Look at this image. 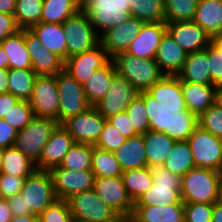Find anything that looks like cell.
<instances>
[{"instance_id":"cell-52","label":"cell","mask_w":222,"mask_h":222,"mask_svg":"<svg viewBox=\"0 0 222 222\" xmlns=\"http://www.w3.org/2000/svg\"><path fill=\"white\" fill-rule=\"evenodd\" d=\"M208 61L211 84L222 85V53L211 43L208 45Z\"/></svg>"},{"instance_id":"cell-34","label":"cell","mask_w":222,"mask_h":222,"mask_svg":"<svg viewBox=\"0 0 222 222\" xmlns=\"http://www.w3.org/2000/svg\"><path fill=\"white\" fill-rule=\"evenodd\" d=\"M81 9V0H44L40 22L63 24Z\"/></svg>"},{"instance_id":"cell-26","label":"cell","mask_w":222,"mask_h":222,"mask_svg":"<svg viewBox=\"0 0 222 222\" xmlns=\"http://www.w3.org/2000/svg\"><path fill=\"white\" fill-rule=\"evenodd\" d=\"M124 171L148 166L143 134L129 137L113 152Z\"/></svg>"},{"instance_id":"cell-2","label":"cell","mask_w":222,"mask_h":222,"mask_svg":"<svg viewBox=\"0 0 222 222\" xmlns=\"http://www.w3.org/2000/svg\"><path fill=\"white\" fill-rule=\"evenodd\" d=\"M112 60L117 73L125 77L138 92L148 91L165 76L155 59L138 58L122 52Z\"/></svg>"},{"instance_id":"cell-65","label":"cell","mask_w":222,"mask_h":222,"mask_svg":"<svg viewBox=\"0 0 222 222\" xmlns=\"http://www.w3.org/2000/svg\"><path fill=\"white\" fill-rule=\"evenodd\" d=\"M211 44L222 53V33L211 37Z\"/></svg>"},{"instance_id":"cell-48","label":"cell","mask_w":222,"mask_h":222,"mask_svg":"<svg viewBox=\"0 0 222 222\" xmlns=\"http://www.w3.org/2000/svg\"><path fill=\"white\" fill-rule=\"evenodd\" d=\"M198 125L212 133L214 136L222 138V108L216 103L211 105L206 111L198 116Z\"/></svg>"},{"instance_id":"cell-57","label":"cell","mask_w":222,"mask_h":222,"mask_svg":"<svg viewBox=\"0 0 222 222\" xmlns=\"http://www.w3.org/2000/svg\"><path fill=\"white\" fill-rule=\"evenodd\" d=\"M12 216L25 215V203L21 193L7 199Z\"/></svg>"},{"instance_id":"cell-69","label":"cell","mask_w":222,"mask_h":222,"mask_svg":"<svg viewBox=\"0 0 222 222\" xmlns=\"http://www.w3.org/2000/svg\"><path fill=\"white\" fill-rule=\"evenodd\" d=\"M220 173H222V156H221V161H220Z\"/></svg>"},{"instance_id":"cell-5","label":"cell","mask_w":222,"mask_h":222,"mask_svg":"<svg viewBox=\"0 0 222 222\" xmlns=\"http://www.w3.org/2000/svg\"><path fill=\"white\" fill-rule=\"evenodd\" d=\"M20 193L25 203V215L39 216L57 200L51 174L45 170H35L26 177Z\"/></svg>"},{"instance_id":"cell-30","label":"cell","mask_w":222,"mask_h":222,"mask_svg":"<svg viewBox=\"0 0 222 222\" xmlns=\"http://www.w3.org/2000/svg\"><path fill=\"white\" fill-rule=\"evenodd\" d=\"M193 22L213 37L222 32V0H199Z\"/></svg>"},{"instance_id":"cell-19","label":"cell","mask_w":222,"mask_h":222,"mask_svg":"<svg viewBox=\"0 0 222 222\" xmlns=\"http://www.w3.org/2000/svg\"><path fill=\"white\" fill-rule=\"evenodd\" d=\"M166 31L187 54L204 50L211 43V37L193 21L166 23Z\"/></svg>"},{"instance_id":"cell-46","label":"cell","mask_w":222,"mask_h":222,"mask_svg":"<svg viewBox=\"0 0 222 222\" xmlns=\"http://www.w3.org/2000/svg\"><path fill=\"white\" fill-rule=\"evenodd\" d=\"M33 110L28 101L20 100L3 118L17 131L22 130L34 118Z\"/></svg>"},{"instance_id":"cell-50","label":"cell","mask_w":222,"mask_h":222,"mask_svg":"<svg viewBox=\"0 0 222 222\" xmlns=\"http://www.w3.org/2000/svg\"><path fill=\"white\" fill-rule=\"evenodd\" d=\"M213 204L184 203V222H212Z\"/></svg>"},{"instance_id":"cell-43","label":"cell","mask_w":222,"mask_h":222,"mask_svg":"<svg viewBox=\"0 0 222 222\" xmlns=\"http://www.w3.org/2000/svg\"><path fill=\"white\" fill-rule=\"evenodd\" d=\"M199 0H164L165 23L193 21Z\"/></svg>"},{"instance_id":"cell-70","label":"cell","mask_w":222,"mask_h":222,"mask_svg":"<svg viewBox=\"0 0 222 222\" xmlns=\"http://www.w3.org/2000/svg\"><path fill=\"white\" fill-rule=\"evenodd\" d=\"M125 222H133L130 218L126 219Z\"/></svg>"},{"instance_id":"cell-31","label":"cell","mask_w":222,"mask_h":222,"mask_svg":"<svg viewBox=\"0 0 222 222\" xmlns=\"http://www.w3.org/2000/svg\"><path fill=\"white\" fill-rule=\"evenodd\" d=\"M143 136L148 167L163 165L176 141L164 132L152 130L147 131Z\"/></svg>"},{"instance_id":"cell-45","label":"cell","mask_w":222,"mask_h":222,"mask_svg":"<svg viewBox=\"0 0 222 222\" xmlns=\"http://www.w3.org/2000/svg\"><path fill=\"white\" fill-rule=\"evenodd\" d=\"M144 104L147 109L150 130L164 132L166 129L167 109L144 91Z\"/></svg>"},{"instance_id":"cell-38","label":"cell","mask_w":222,"mask_h":222,"mask_svg":"<svg viewBox=\"0 0 222 222\" xmlns=\"http://www.w3.org/2000/svg\"><path fill=\"white\" fill-rule=\"evenodd\" d=\"M37 76L32 69H8L9 93L19 100L28 101Z\"/></svg>"},{"instance_id":"cell-27","label":"cell","mask_w":222,"mask_h":222,"mask_svg":"<svg viewBox=\"0 0 222 222\" xmlns=\"http://www.w3.org/2000/svg\"><path fill=\"white\" fill-rule=\"evenodd\" d=\"M177 76L180 82L211 84L208 46L204 50L188 53L183 68Z\"/></svg>"},{"instance_id":"cell-53","label":"cell","mask_w":222,"mask_h":222,"mask_svg":"<svg viewBox=\"0 0 222 222\" xmlns=\"http://www.w3.org/2000/svg\"><path fill=\"white\" fill-rule=\"evenodd\" d=\"M107 121L112 124V126H115L126 138L138 135L126 112L113 115L107 118Z\"/></svg>"},{"instance_id":"cell-47","label":"cell","mask_w":222,"mask_h":222,"mask_svg":"<svg viewBox=\"0 0 222 222\" xmlns=\"http://www.w3.org/2000/svg\"><path fill=\"white\" fill-rule=\"evenodd\" d=\"M126 139L127 138L115 126H112V124L106 120L100 137L94 146L113 153Z\"/></svg>"},{"instance_id":"cell-22","label":"cell","mask_w":222,"mask_h":222,"mask_svg":"<svg viewBox=\"0 0 222 222\" xmlns=\"http://www.w3.org/2000/svg\"><path fill=\"white\" fill-rule=\"evenodd\" d=\"M147 92L170 112L188 110L177 75H165Z\"/></svg>"},{"instance_id":"cell-64","label":"cell","mask_w":222,"mask_h":222,"mask_svg":"<svg viewBox=\"0 0 222 222\" xmlns=\"http://www.w3.org/2000/svg\"><path fill=\"white\" fill-rule=\"evenodd\" d=\"M125 221H126V218L121 215H117L114 219L105 220V221L79 220L75 218H73L72 220V222H125Z\"/></svg>"},{"instance_id":"cell-14","label":"cell","mask_w":222,"mask_h":222,"mask_svg":"<svg viewBox=\"0 0 222 222\" xmlns=\"http://www.w3.org/2000/svg\"><path fill=\"white\" fill-rule=\"evenodd\" d=\"M139 94L131 83L118 73L114 76L106 95L94 107L105 118L125 112L127 106Z\"/></svg>"},{"instance_id":"cell-1","label":"cell","mask_w":222,"mask_h":222,"mask_svg":"<svg viewBox=\"0 0 222 222\" xmlns=\"http://www.w3.org/2000/svg\"><path fill=\"white\" fill-rule=\"evenodd\" d=\"M221 173L194 167L181 177V200L184 203L214 204L220 199Z\"/></svg>"},{"instance_id":"cell-41","label":"cell","mask_w":222,"mask_h":222,"mask_svg":"<svg viewBox=\"0 0 222 222\" xmlns=\"http://www.w3.org/2000/svg\"><path fill=\"white\" fill-rule=\"evenodd\" d=\"M44 0H16L14 17L20 29H30L40 22Z\"/></svg>"},{"instance_id":"cell-29","label":"cell","mask_w":222,"mask_h":222,"mask_svg":"<svg viewBox=\"0 0 222 222\" xmlns=\"http://www.w3.org/2000/svg\"><path fill=\"white\" fill-rule=\"evenodd\" d=\"M30 30L39 38L42 46L56 54L63 61L66 60V35L62 24L39 22Z\"/></svg>"},{"instance_id":"cell-32","label":"cell","mask_w":222,"mask_h":222,"mask_svg":"<svg viewBox=\"0 0 222 222\" xmlns=\"http://www.w3.org/2000/svg\"><path fill=\"white\" fill-rule=\"evenodd\" d=\"M0 44L9 58V69H32L30 54L25 44V29L8 36Z\"/></svg>"},{"instance_id":"cell-28","label":"cell","mask_w":222,"mask_h":222,"mask_svg":"<svg viewBox=\"0 0 222 222\" xmlns=\"http://www.w3.org/2000/svg\"><path fill=\"white\" fill-rule=\"evenodd\" d=\"M117 70L111 59L105 66L96 70L83 84L84 93L88 103L94 106L108 92Z\"/></svg>"},{"instance_id":"cell-40","label":"cell","mask_w":222,"mask_h":222,"mask_svg":"<svg viewBox=\"0 0 222 222\" xmlns=\"http://www.w3.org/2000/svg\"><path fill=\"white\" fill-rule=\"evenodd\" d=\"M130 14L145 22H165L164 0H130Z\"/></svg>"},{"instance_id":"cell-66","label":"cell","mask_w":222,"mask_h":222,"mask_svg":"<svg viewBox=\"0 0 222 222\" xmlns=\"http://www.w3.org/2000/svg\"><path fill=\"white\" fill-rule=\"evenodd\" d=\"M215 103L222 108V85L217 86L215 91Z\"/></svg>"},{"instance_id":"cell-67","label":"cell","mask_w":222,"mask_h":222,"mask_svg":"<svg viewBox=\"0 0 222 222\" xmlns=\"http://www.w3.org/2000/svg\"><path fill=\"white\" fill-rule=\"evenodd\" d=\"M4 150L5 148L0 147V172H1V167H2V158H3Z\"/></svg>"},{"instance_id":"cell-63","label":"cell","mask_w":222,"mask_h":222,"mask_svg":"<svg viewBox=\"0 0 222 222\" xmlns=\"http://www.w3.org/2000/svg\"><path fill=\"white\" fill-rule=\"evenodd\" d=\"M0 69H9V58L0 44Z\"/></svg>"},{"instance_id":"cell-7","label":"cell","mask_w":222,"mask_h":222,"mask_svg":"<svg viewBox=\"0 0 222 222\" xmlns=\"http://www.w3.org/2000/svg\"><path fill=\"white\" fill-rule=\"evenodd\" d=\"M59 123L56 120L34 117L22 130L17 132L14 146L36 163Z\"/></svg>"},{"instance_id":"cell-16","label":"cell","mask_w":222,"mask_h":222,"mask_svg":"<svg viewBox=\"0 0 222 222\" xmlns=\"http://www.w3.org/2000/svg\"><path fill=\"white\" fill-rule=\"evenodd\" d=\"M111 58L104 47L99 44L94 49L76 54L64 61V70L82 85L93 73L105 66Z\"/></svg>"},{"instance_id":"cell-3","label":"cell","mask_w":222,"mask_h":222,"mask_svg":"<svg viewBox=\"0 0 222 222\" xmlns=\"http://www.w3.org/2000/svg\"><path fill=\"white\" fill-rule=\"evenodd\" d=\"M149 169L153 184L134 202V206L184 204L181 200V177L173 174L163 165L149 167Z\"/></svg>"},{"instance_id":"cell-62","label":"cell","mask_w":222,"mask_h":222,"mask_svg":"<svg viewBox=\"0 0 222 222\" xmlns=\"http://www.w3.org/2000/svg\"><path fill=\"white\" fill-rule=\"evenodd\" d=\"M10 222H39V219L38 216L35 214L19 215V216H13Z\"/></svg>"},{"instance_id":"cell-20","label":"cell","mask_w":222,"mask_h":222,"mask_svg":"<svg viewBox=\"0 0 222 222\" xmlns=\"http://www.w3.org/2000/svg\"><path fill=\"white\" fill-rule=\"evenodd\" d=\"M74 143L71 135L59 124L43 147L41 156L35 163L36 170L49 171L59 166Z\"/></svg>"},{"instance_id":"cell-8","label":"cell","mask_w":222,"mask_h":222,"mask_svg":"<svg viewBox=\"0 0 222 222\" xmlns=\"http://www.w3.org/2000/svg\"><path fill=\"white\" fill-rule=\"evenodd\" d=\"M56 82L59 94V124L91 107L86 99L83 85L64 69L56 75Z\"/></svg>"},{"instance_id":"cell-11","label":"cell","mask_w":222,"mask_h":222,"mask_svg":"<svg viewBox=\"0 0 222 222\" xmlns=\"http://www.w3.org/2000/svg\"><path fill=\"white\" fill-rule=\"evenodd\" d=\"M106 120L94 106H91L86 111L71 116L61 125L75 143L95 145Z\"/></svg>"},{"instance_id":"cell-59","label":"cell","mask_w":222,"mask_h":222,"mask_svg":"<svg viewBox=\"0 0 222 222\" xmlns=\"http://www.w3.org/2000/svg\"><path fill=\"white\" fill-rule=\"evenodd\" d=\"M16 0H0V13L14 15Z\"/></svg>"},{"instance_id":"cell-10","label":"cell","mask_w":222,"mask_h":222,"mask_svg":"<svg viewBox=\"0 0 222 222\" xmlns=\"http://www.w3.org/2000/svg\"><path fill=\"white\" fill-rule=\"evenodd\" d=\"M28 102L35 117L58 122L59 94L56 76H37Z\"/></svg>"},{"instance_id":"cell-37","label":"cell","mask_w":222,"mask_h":222,"mask_svg":"<svg viewBox=\"0 0 222 222\" xmlns=\"http://www.w3.org/2000/svg\"><path fill=\"white\" fill-rule=\"evenodd\" d=\"M121 178L133 202L141 197L153 184V177L148 166L124 171Z\"/></svg>"},{"instance_id":"cell-9","label":"cell","mask_w":222,"mask_h":222,"mask_svg":"<svg viewBox=\"0 0 222 222\" xmlns=\"http://www.w3.org/2000/svg\"><path fill=\"white\" fill-rule=\"evenodd\" d=\"M187 142L193 154L195 167L209 168L220 172L222 138L214 136L198 125Z\"/></svg>"},{"instance_id":"cell-23","label":"cell","mask_w":222,"mask_h":222,"mask_svg":"<svg viewBox=\"0 0 222 222\" xmlns=\"http://www.w3.org/2000/svg\"><path fill=\"white\" fill-rule=\"evenodd\" d=\"M187 53L166 31L155 54V61L165 75H177L183 68Z\"/></svg>"},{"instance_id":"cell-15","label":"cell","mask_w":222,"mask_h":222,"mask_svg":"<svg viewBox=\"0 0 222 222\" xmlns=\"http://www.w3.org/2000/svg\"><path fill=\"white\" fill-rule=\"evenodd\" d=\"M67 202L75 219L105 221L118 215L93 190L72 195Z\"/></svg>"},{"instance_id":"cell-49","label":"cell","mask_w":222,"mask_h":222,"mask_svg":"<svg viewBox=\"0 0 222 222\" xmlns=\"http://www.w3.org/2000/svg\"><path fill=\"white\" fill-rule=\"evenodd\" d=\"M39 222H72L73 216L67 200L57 199L39 216Z\"/></svg>"},{"instance_id":"cell-21","label":"cell","mask_w":222,"mask_h":222,"mask_svg":"<svg viewBox=\"0 0 222 222\" xmlns=\"http://www.w3.org/2000/svg\"><path fill=\"white\" fill-rule=\"evenodd\" d=\"M166 32L165 22L144 23L126 53L143 59H154L162 36Z\"/></svg>"},{"instance_id":"cell-35","label":"cell","mask_w":222,"mask_h":222,"mask_svg":"<svg viewBox=\"0 0 222 222\" xmlns=\"http://www.w3.org/2000/svg\"><path fill=\"white\" fill-rule=\"evenodd\" d=\"M35 170V163L15 146L5 148L0 173L28 177Z\"/></svg>"},{"instance_id":"cell-51","label":"cell","mask_w":222,"mask_h":222,"mask_svg":"<svg viewBox=\"0 0 222 222\" xmlns=\"http://www.w3.org/2000/svg\"><path fill=\"white\" fill-rule=\"evenodd\" d=\"M26 177H18L0 173V197L5 199L19 194L24 186Z\"/></svg>"},{"instance_id":"cell-36","label":"cell","mask_w":222,"mask_h":222,"mask_svg":"<svg viewBox=\"0 0 222 222\" xmlns=\"http://www.w3.org/2000/svg\"><path fill=\"white\" fill-rule=\"evenodd\" d=\"M163 166L180 177L193 169L195 163L189 143L187 141H176Z\"/></svg>"},{"instance_id":"cell-24","label":"cell","mask_w":222,"mask_h":222,"mask_svg":"<svg viewBox=\"0 0 222 222\" xmlns=\"http://www.w3.org/2000/svg\"><path fill=\"white\" fill-rule=\"evenodd\" d=\"M217 86L213 84H197L181 82L182 94L187 109L197 117L215 103V91Z\"/></svg>"},{"instance_id":"cell-58","label":"cell","mask_w":222,"mask_h":222,"mask_svg":"<svg viewBox=\"0 0 222 222\" xmlns=\"http://www.w3.org/2000/svg\"><path fill=\"white\" fill-rule=\"evenodd\" d=\"M12 217L7 199L0 197V222H10Z\"/></svg>"},{"instance_id":"cell-13","label":"cell","mask_w":222,"mask_h":222,"mask_svg":"<svg viewBox=\"0 0 222 222\" xmlns=\"http://www.w3.org/2000/svg\"><path fill=\"white\" fill-rule=\"evenodd\" d=\"M93 191L118 215L130 218L134 202L129 197L121 176L94 179Z\"/></svg>"},{"instance_id":"cell-4","label":"cell","mask_w":222,"mask_h":222,"mask_svg":"<svg viewBox=\"0 0 222 222\" xmlns=\"http://www.w3.org/2000/svg\"><path fill=\"white\" fill-rule=\"evenodd\" d=\"M81 8L99 37L131 17L130 0H81Z\"/></svg>"},{"instance_id":"cell-60","label":"cell","mask_w":222,"mask_h":222,"mask_svg":"<svg viewBox=\"0 0 222 222\" xmlns=\"http://www.w3.org/2000/svg\"><path fill=\"white\" fill-rule=\"evenodd\" d=\"M9 92L8 69H0V94Z\"/></svg>"},{"instance_id":"cell-56","label":"cell","mask_w":222,"mask_h":222,"mask_svg":"<svg viewBox=\"0 0 222 222\" xmlns=\"http://www.w3.org/2000/svg\"><path fill=\"white\" fill-rule=\"evenodd\" d=\"M20 100L11 93L0 94V118H4L6 114L15 106Z\"/></svg>"},{"instance_id":"cell-61","label":"cell","mask_w":222,"mask_h":222,"mask_svg":"<svg viewBox=\"0 0 222 222\" xmlns=\"http://www.w3.org/2000/svg\"><path fill=\"white\" fill-rule=\"evenodd\" d=\"M212 222H222V198L213 204Z\"/></svg>"},{"instance_id":"cell-18","label":"cell","mask_w":222,"mask_h":222,"mask_svg":"<svg viewBox=\"0 0 222 222\" xmlns=\"http://www.w3.org/2000/svg\"><path fill=\"white\" fill-rule=\"evenodd\" d=\"M144 23L131 16L124 23L114 26L100 36V44L111 59L128 50L129 45L137 37Z\"/></svg>"},{"instance_id":"cell-6","label":"cell","mask_w":222,"mask_h":222,"mask_svg":"<svg viewBox=\"0 0 222 222\" xmlns=\"http://www.w3.org/2000/svg\"><path fill=\"white\" fill-rule=\"evenodd\" d=\"M66 35V59L94 49L100 37L90 23L88 14L81 8L62 24Z\"/></svg>"},{"instance_id":"cell-55","label":"cell","mask_w":222,"mask_h":222,"mask_svg":"<svg viewBox=\"0 0 222 222\" xmlns=\"http://www.w3.org/2000/svg\"><path fill=\"white\" fill-rule=\"evenodd\" d=\"M18 30L20 28L17 26L13 15L0 13V42L15 34Z\"/></svg>"},{"instance_id":"cell-68","label":"cell","mask_w":222,"mask_h":222,"mask_svg":"<svg viewBox=\"0 0 222 222\" xmlns=\"http://www.w3.org/2000/svg\"><path fill=\"white\" fill-rule=\"evenodd\" d=\"M220 198H222V173H221V188H220Z\"/></svg>"},{"instance_id":"cell-17","label":"cell","mask_w":222,"mask_h":222,"mask_svg":"<svg viewBox=\"0 0 222 222\" xmlns=\"http://www.w3.org/2000/svg\"><path fill=\"white\" fill-rule=\"evenodd\" d=\"M25 44L30 54L32 70L38 76H56L64 69V61L42 46L30 29H25Z\"/></svg>"},{"instance_id":"cell-39","label":"cell","mask_w":222,"mask_h":222,"mask_svg":"<svg viewBox=\"0 0 222 222\" xmlns=\"http://www.w3.org/2000/svg\"><path fill=\"white\" fill-rule=\"evenodd\" d=\"M91 171L95 178L121 176L123 170L115 155L93 145Z\"/></svg>"},{"instance_id":"cell-33","label":"cell","mask_w":222,"mask_h":222,"mask_svg":"<svg viewBox=\"0 0 222 222\" xmlns=\"http://www.w3.org/2000/svg\"><path fill=\"white\" fill-rule=\"evenodd\" d=\"M198 126V117L189 110L170 112L167 110L166 129L164 131L175 141H187Z\"/></svg>"},{"instance_id":"cell-54","label":"cell","mask_w":222,"mask_h":222,"mask_svg":"<svg viewBox=\"0 0 222 222\" xmlns=\"http://www.w3.org/2000/svg\"><path fill=\"white\" fill-rule=\"evenodd\" d=\"M17 130L0 118V147L8 148L15 144Z\"/></svg>"},{"instance_id":"cell-12","label":"cell","mask_w":222,"mask_h":222,"mask_svg":"<svg viewBox=\"0 0 222 222\" xmlns=\"http://www.w3.org/2000/svg\"><path fill=\"white\" fill-rule=\"evenodd\" d=\"M49 173L57 199L67 200L77 193L93 190L95 176L91 169L76 171L56 166Z\"/></svg>"},{"instance_id":"cell-42","label":"cell","mask_w":222,"mask_h":222,"mask_svg":"<svg viewBox=\"0 0 222 222\" xmlns=\"http://www.w3.org/2000/svg\"><path fill=\"white\" fill-rule=\"evenodd\" d=\"M92 153L93 145L74 143L59 166L76 171L91 169Z\"/></svg>"},{"instance_id":"cell-25","label":"cell","mask_w":222,"mask_h":222,"mask_svg":"<svg viewBox=\"0 0 222 222\" xmlns=\"http://www.w3.org/2000/svg\"><path fill=\"white\" fill-rule=\"evenodd\" d=\"M133 222H184V204L134 206Z\"/></svg>"},{"instance_id":"cell-44","label":"cell","mask_w":222,"mask_h":222,"mask_svg":"<svg viewBox=\"0 0 222 222\" xmlns=\"http://www.w3.org/2000/svg\"><path fill=\"white\" fill-rule=\"evenodd\" d=\"M125 112L127 113L134 130L138 134H145L150 130L147 109L144 104V91L139 92V94L127 106Z\"/></svg>"}]
</instances>
